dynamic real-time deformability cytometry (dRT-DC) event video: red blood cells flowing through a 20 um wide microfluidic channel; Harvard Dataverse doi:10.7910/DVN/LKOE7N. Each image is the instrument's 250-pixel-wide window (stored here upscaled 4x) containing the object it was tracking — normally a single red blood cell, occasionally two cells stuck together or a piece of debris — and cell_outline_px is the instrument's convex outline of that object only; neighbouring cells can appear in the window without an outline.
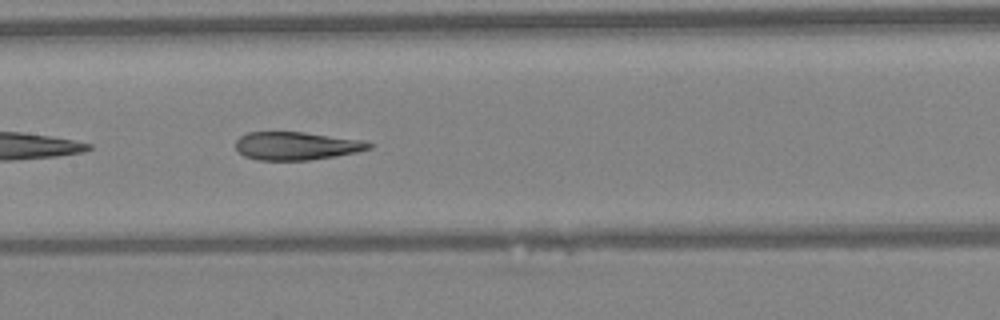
{"species": "Egyptian fruit bat (a non-hibernating species)", "species_latin": "Rousettus aegyptiacus", "temperature_condition": "warm", "stored_images_in_passage": 25, "camera_frame_rate_fps": 3000, "um_per_image_px": 0.085, "animal": {"sex": "female"}, "frame": {"image": 1, "passage_image": 22, "time_ms": 7.0, "image_size_px": [1000, 320], "cell_outline_px": [[372, 148], [356, 152], [336, 156], [308, 160], [260, 160], [244, 156], [236, 148], [236, 140], [240, 136], [248, 132], [304, 132], [368, 140], [372, 144]], "centroid_in_image_um": [25.25, 12.39], "position_along_channel_um": 182.2, "area_um2": 21.96}}